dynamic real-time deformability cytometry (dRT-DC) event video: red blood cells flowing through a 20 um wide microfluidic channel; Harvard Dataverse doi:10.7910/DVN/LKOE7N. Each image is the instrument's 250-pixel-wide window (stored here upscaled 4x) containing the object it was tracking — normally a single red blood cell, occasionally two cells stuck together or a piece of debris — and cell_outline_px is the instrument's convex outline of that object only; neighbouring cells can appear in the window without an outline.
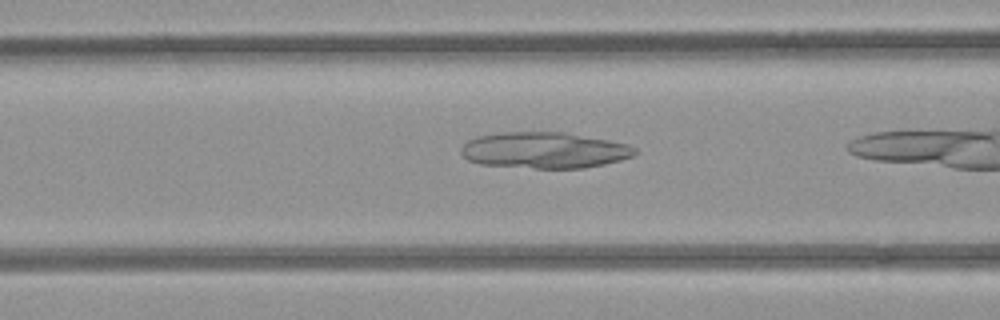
{"species": "common noctule bat (a hibernating species)", "species_latin": "Nyctalus noctula", "temperature_condition": "room temperature", "stored_images_in_passage": 26, "camera_frame_rate_fps": 3000, "um_per_image_px": 0.085, "animal": {"sex": "female", "body_mass_g": 21.9}, "frame": {"image": 1, "passage_image": 6, "time_ms": 1.667, "image_size_px": [1000, 320], "cell_outline_px": [[636, 152], [632, 156], [620, 160], [604, 164], [584, 168], [536, 168], [480, 164], [468, 160], [460, 152], [460, 148], [468, 140], [476, 136], [500, 132], [564, 132], [608, 140], [628, 144], [636, 148]], "centroid_in_image_um": [46.24, 12.76], "position_along_channel_um": 120.4, "area_um2": 36.59}}
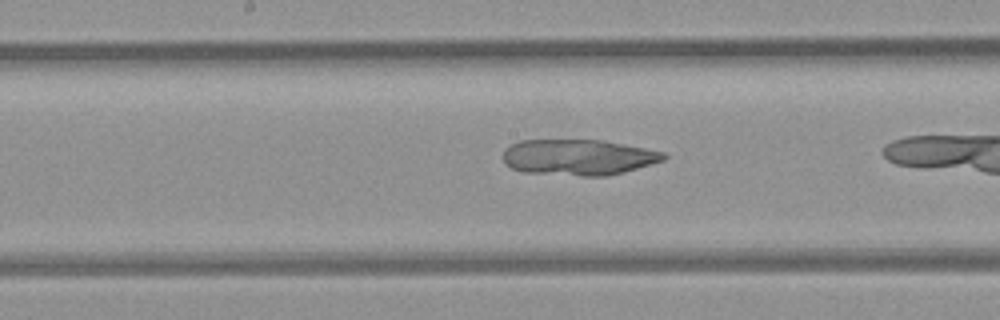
{"frame": {"image": 2, "passage_image": 12, "time_ms": 3.667, "image_size_px": [1000, 320], "cell_outline_px": [[668, 156], [664, 160], [652, 164], [624, 172], [608, 176], [580, 176], [524, 172], [512, 168], [504, 164], [504, 148], [520, 140], [604, 140], [664, 152]], "centroid_in_image_um": [49.16, 13.37], "position_along_channel_um": 199.0, "area_um2": 33.7}}
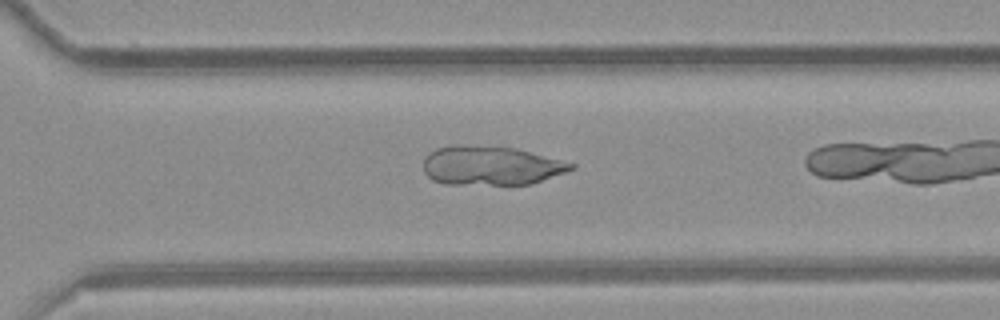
{"frame": {"image": 3, "passage_image": 22, "time_ms": 7.0, "image_size_px": [1000, 320], "cell_outline_px": [[576, 168], [568, 172], [532, 184], [444, 184], [432, 180], [424, 172], [424, 156], [428, 152], [436, 148], [452, 144], [464, 144], [516, 148], [576, 164]], "centroid_in_image_um": [41.71, 14.07], "position_along_channel_um": 328.9, "area_um2": 34.1}}